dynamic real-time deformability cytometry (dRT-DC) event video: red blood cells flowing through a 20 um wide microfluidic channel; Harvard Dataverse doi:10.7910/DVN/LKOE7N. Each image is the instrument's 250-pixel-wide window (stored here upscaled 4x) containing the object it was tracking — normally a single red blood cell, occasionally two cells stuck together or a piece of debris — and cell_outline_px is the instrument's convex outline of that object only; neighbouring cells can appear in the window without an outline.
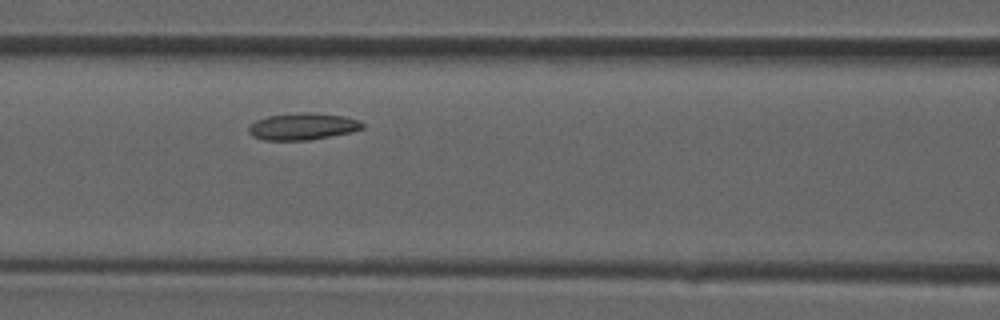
{"species": "common noctule bat (a hibernating species)", "species_latin": "Nyctalus noctula", "temperature_condition": "room temperature", "stored_images_in_passage": 31, "camera_frame_rate_fps": 3000, "um_per_image_px": 0.085, "animal": {"sex": "male", "forearm_length_mm": 52.5}, "frame": {"image": 1, "passage_image": 10, "time_ms": 3.0, "image_size_px": [1000, 320], "cell_outline_px": [[364, 128], [352, 132], [308, 140], [260, 140], [252, 136], [248, 132], [248, 124], [256, 120], [268, 116], [300, 112], [316, 112], [344, 116], [360, 120], [364, 124]], "centroid_in_image_um": [25.72, 10.74], "position_along_channel_um": 140.9, "area_um2": 18.09}}